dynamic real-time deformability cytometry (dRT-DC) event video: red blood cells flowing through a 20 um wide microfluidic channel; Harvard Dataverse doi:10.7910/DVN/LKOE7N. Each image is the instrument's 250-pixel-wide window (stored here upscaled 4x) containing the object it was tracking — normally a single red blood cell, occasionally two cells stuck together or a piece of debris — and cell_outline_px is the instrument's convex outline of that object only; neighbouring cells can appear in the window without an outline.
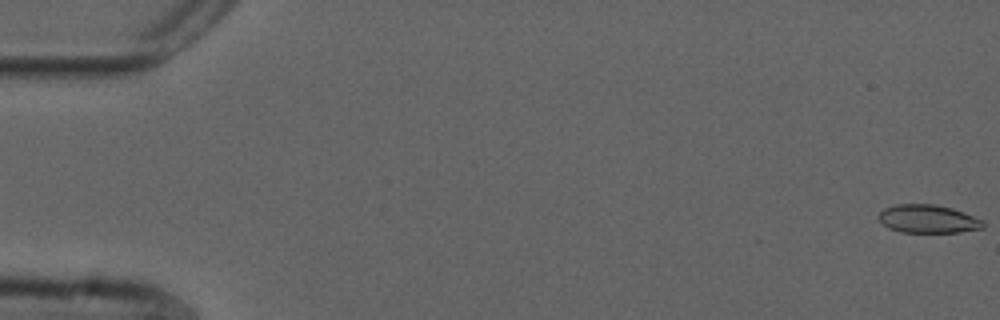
{"species": "common noctule bat (a hibernating species)", "species_latin": "Nyctalus noctula", "temperature_condition": "cold", "stored_images_in_passage": 55, "camera_frame_rate_fps": 3000, "um_per_image_px": 0.085, "animal": {"sex": "male", "forearm_length_mm": 52.5}, "frame": {"image": 1, "passage_image": 1, "time_ms": 0.0, "image_size_px": [1000, 320], "cell_outline_px": [[984, 228], [960, 232], [900, 232], [888, 228], [876, 216], [884, 208], [896, 204], [936, 204], [952, 208], [964, 212], [984, 220]], "centroid_in_image_um": [78.89, 18.6], "position_along_channel_um": 6.1, "area_um2": 17.34}}
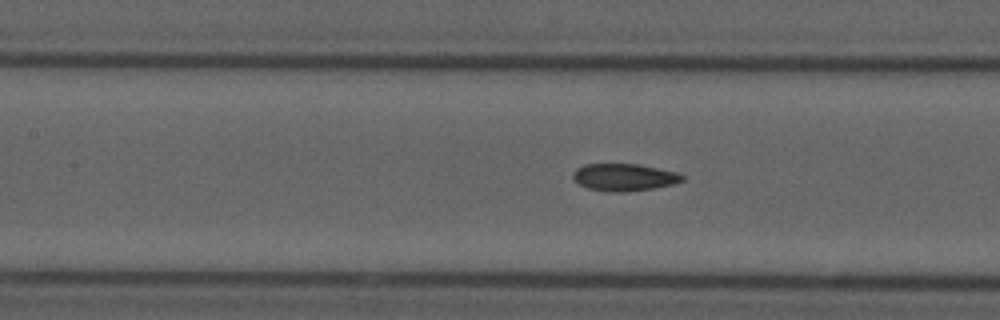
{"frame": {"image": 2, "passage_image": 25, "time_ms": 8.0, "image_size_px": [1000, 320], "cell_outline_px": [[684, 180], [672, 184], [652, 188], [624, 192], [616, 192], [588, 188], [580, 184], [572, 176], [576, 168], [584, 164], [640, 164], [676, 172], [684, 176]], "centroid_in_image_um": [53.06, 15.05], "position_along_channel_um": 154.3, "area_um2": 17.11}}
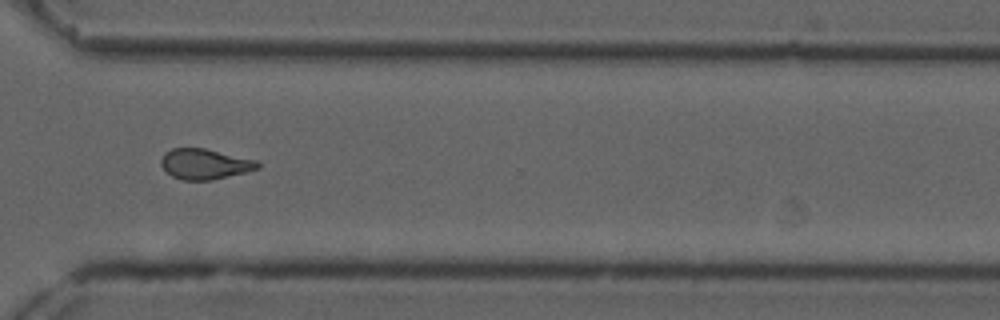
{"frame": {"image": 3, "passage_image": 41, "time_ms": 13.333, "image_size_px": [1000, 320], "cell_outline_px": [[260, 168], [212, 180], [184, 180], [172, 176], [160, 164], [160, 160], [164, 152], [172, 148], [204, 148], [256, 160], [260, 164]], "centroid_in_image_um": [17.38, 13.93], "position_along_channel_um": 353.2, "area_um2": 16.99}, "authors_computed_cell_mechanics": {"area_um2": 17.34, "velocity_mm_per_s": 3.736, "shape_relaxation_time_tau1_ms": null, "shape_relaxation_time_tau2_ms": 2.3326, "deformation_change_tau1": null, "deformation_change_tau2": 0.077}}